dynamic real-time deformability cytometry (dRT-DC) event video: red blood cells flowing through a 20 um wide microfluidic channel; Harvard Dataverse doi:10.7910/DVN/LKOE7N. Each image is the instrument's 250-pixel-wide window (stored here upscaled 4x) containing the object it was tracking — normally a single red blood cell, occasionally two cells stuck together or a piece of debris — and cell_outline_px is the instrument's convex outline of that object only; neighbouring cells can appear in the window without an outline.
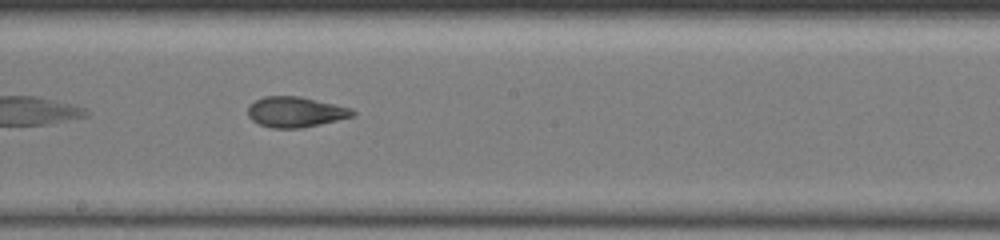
{"species": "common noctule bat (a hibernating species)", "species_latin": "Nyctalus noctula", "temperature_condition": "warm", "stored_images_in_passage": 25, "camera_frame_rate_fps": 3000, "um_per_image_px": 0.085, "animal": {"sex": "female", "body_mass_g": 19.5, "forearm_length_mm": 54.1}, "frame": {"image": 1, "passage_image": 15, "time_ms": 3.333, "image_size_px": [1000, 240], "cell_outline_px": [[356, 116], [320, 124], [300, 128], [272, 128], [260, 124], [252, 120], [248, 116], [248, 108], [256, 100], [264, 96], [300, 96], [352, 108], [356, 112]], "centroid_in_image_um": [25.15, 9.52], "position_along_channel_um": 223.0, "area_um2": 18.55}}
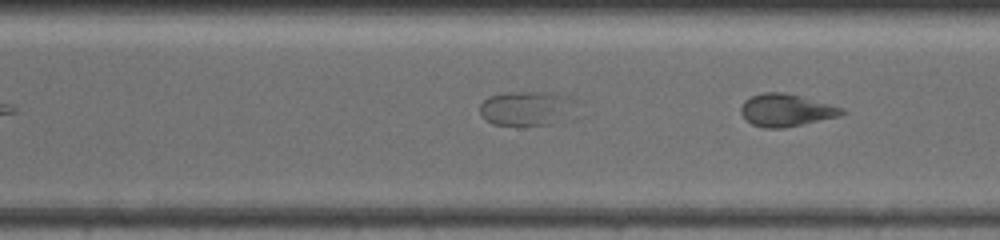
{"frame": {"image": 2, "passage_image": 25, "time_ms": 5.667, "image_size_px": [1000, 240], "cell_outline_px": [[844, 112], [836, 116], [784, 128], [764, 128], [752, 124], [740, 112], [740, 108], [752, 96], [764, 92], [784, 92], [800, 96], [840, 108]], "centroid_in_image_um": [66.74, 9.37], "position_along_channel_um": 303.9, "area_um2": 18.26}}